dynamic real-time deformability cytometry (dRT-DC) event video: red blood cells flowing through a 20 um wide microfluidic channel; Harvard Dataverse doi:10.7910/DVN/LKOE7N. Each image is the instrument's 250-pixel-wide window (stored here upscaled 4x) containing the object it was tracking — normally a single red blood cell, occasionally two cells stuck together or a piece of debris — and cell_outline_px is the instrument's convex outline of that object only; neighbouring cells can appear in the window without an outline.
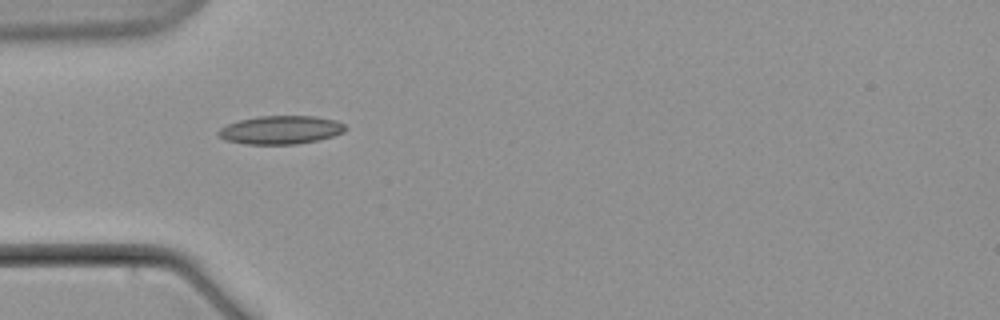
{"species": "common noctule bat (a hibernating species)", "species_latin": "Nyctalus noctula", "temperature_condition": "warm", "stored_images_in_passage": 3, "camera_frame_rate_fps": 3000, "um_per_image_px": 0.085, "animal": {"sex": "male", "body_mass_g": 21.5, "forearm_length_mm": 52.0}, "frame": {"image": 1, "passage_image": 2, "time_ms": 1.333, "image_size_px": [1000, 320], "cell_outline_px": [[348, 128], [344, 132], [332, 136], [316, 140], [296, 144], [244, 144], [224, 140], [220, 136], [220, 128], [228, 124], [240, 120], [260, 116], [316, 116], [336, 120], [344, 124]], "centroid_in_image_um": [23.89, 11.04], "position_along_channel_um": 61.1, "area_um2": 20.87}}
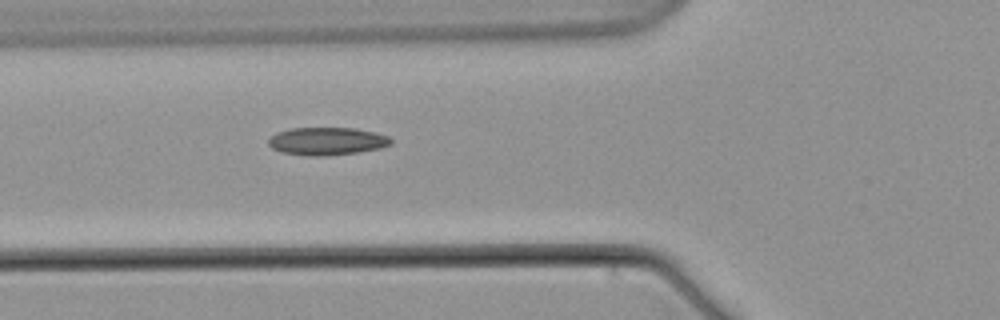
{"frame": {"image": 2, "passage_image": 3, "time_ms": 2.667, "image_size_px": [1000, 320], "cell_outline_px": [[392, 144], [380, 148], [356, 152], [324, 156], [308, 156], [280, 152], [272, 148], [268, 144], [268, 140], [276, 132], [288, 128], [356, 128], [388, 136], [392, 140]], "centroid_in_image_um": [27.75, 12.0], "position_along_channel_um": 98.0, "area_um2": 19.83}}